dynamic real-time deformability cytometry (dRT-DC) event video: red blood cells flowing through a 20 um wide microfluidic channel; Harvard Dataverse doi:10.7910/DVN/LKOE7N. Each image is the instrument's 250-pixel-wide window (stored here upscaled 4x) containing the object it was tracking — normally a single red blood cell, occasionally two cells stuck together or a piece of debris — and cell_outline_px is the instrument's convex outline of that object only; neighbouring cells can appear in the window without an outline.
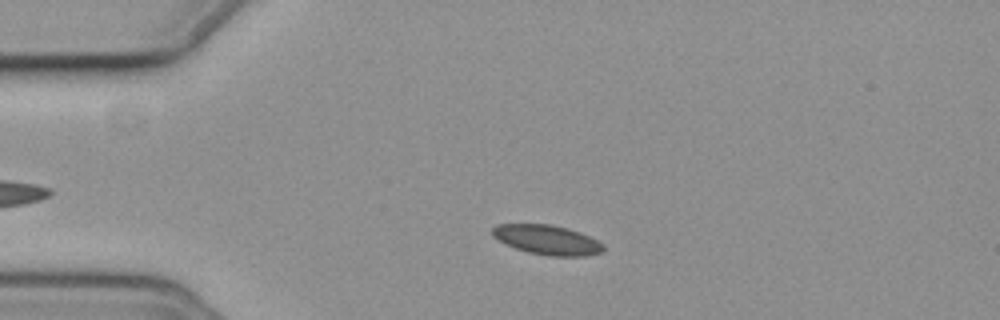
{"species": "common noctule bat (a hibernating species)", "species_latin": "Nyctalus noctula", "temperature_condition": "cold", "stored_images_in_passage": 41, "camera_frame_rate_fps": 3000, "um_per_image_px": 0.085, "animal": {"sex": "female", "body_mass_g": 19.3, "forearm_length_mm": 54.1}, "frame": {"image": 1, "passage_image": 9, "time_ms": 2.667, "image_size_px": [1000, 320], "cell_outline_px": [[604, 252], [584, 256], [548, 256], [528, 252], [516, 248], [492, 236], [492, 228], [496, 224], [552, 224], [568, 228], [580, 232], [604, 244]], "centroid_in_image_um": [46.53, 20.38], "position_along_channel_um": 38.5, "area_um2": 19.13}}
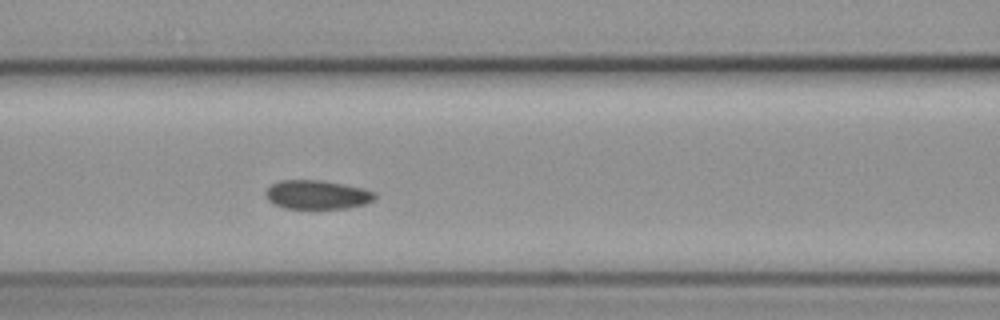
{"frame": {"image": 2, "passage_image": 20, "time_ms": 6.333, "image_size_px": [1000, 320], "cell_outline_px": [[376, 196], [372, 200], [364, 204], [348, 208], [284, 208], [268, 200], [264, 196], [264, 192], [272, 184], [280, 180], [320, 180], [344, 184], [364, 188], [376, 192]], "centroid_in_image_um": [26.95, 16.54], "position_along_channel_um": 139.7, "area_um2": 18.38}}
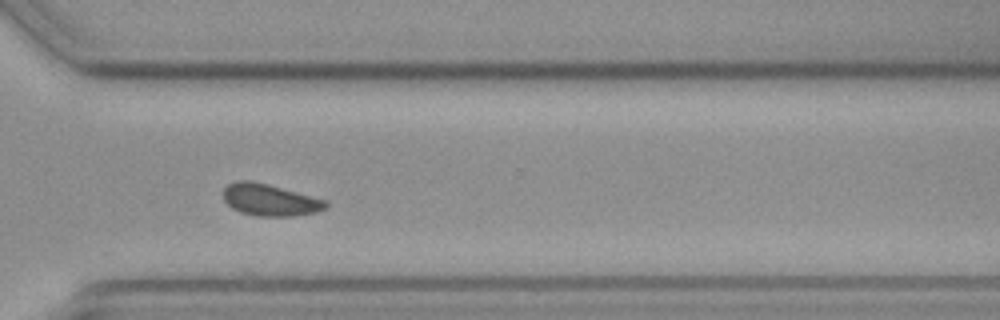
{"frame": {"image": 3, "passage_image": 37, "time_ms": 12.0, "image_size_px": [1000, 320], "cell_outline_px": [[328, 204], [324, 208], [316, 212], [296, 216], [256, 216], [240, 212], [232, 208], [224, 200], [224, 188], [228, 184], [236, 180], [252, 180], [328, 200]], "centroid_in_image_um": [22.94, 16.99], "position_along_channel_um": 347.7, "area_um2": 19.07}, "authors_computed_cell_mechanics": {"area_um2": 19.1318, "velocity_mm_per_s": 3.6693, "shape_relaxation_time_tau1_ms": 7.6885, "shape_relaxation_time_tau2_ms": 5.3939, "deformation_change_tau1": 0.0821, "deformation_change_tau2": 0.0732}}